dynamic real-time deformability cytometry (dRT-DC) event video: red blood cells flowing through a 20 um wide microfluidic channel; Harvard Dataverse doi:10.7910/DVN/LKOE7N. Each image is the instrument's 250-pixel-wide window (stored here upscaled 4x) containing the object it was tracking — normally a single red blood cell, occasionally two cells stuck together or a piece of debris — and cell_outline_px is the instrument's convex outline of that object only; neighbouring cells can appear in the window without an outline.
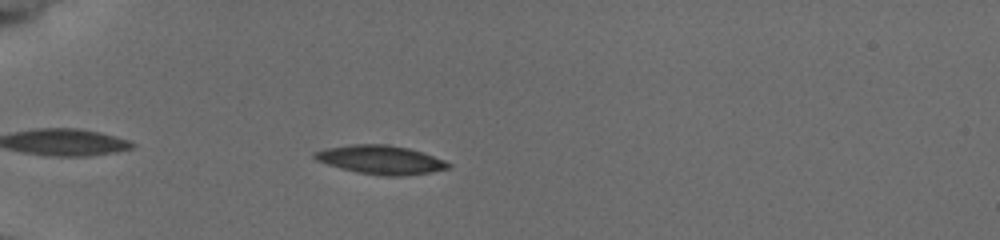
{"species": "common noctule bat (a hibernating species)", "species_latin": "Nyctalus noctula", "temperature_condition": "cold", "stored_images_in_passage": 13, "camera_frame_rate_fps": 3000, "um_per_image_px": 0.085, "animal": {"sex": "female", "body_mass_g": 19.5, "forearm_length_mm": 54.1}, "frame": {"image": 1, "passage_image": 5, "time_ms": 1.333, "image_size_px": [1000, 240], "cell_outline_px": [[452, 168], [432, 172], [404, 176], [384, 176], [356, 172], [340, 168], [316, 160], [312, 156], [312, 152], [324, 148], [352, 144], [388, 144], [408, 148], [444, 160], [452, 164]], "centroid_in_image_um": [32.35, 13.58], "position_along_channel_um": 52.7, "area_um2": 22.54}}
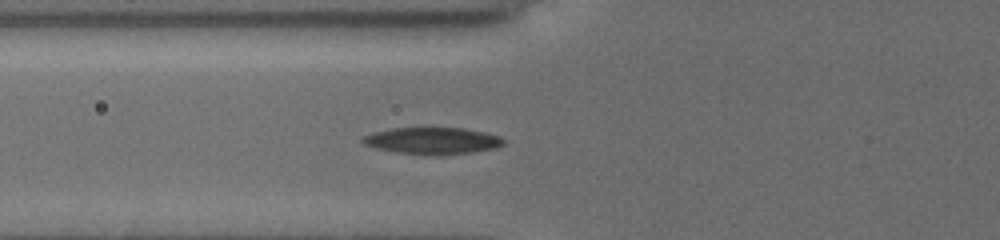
{"frame": {"image": 2, "passage_image": 10, "time_ms": 3.0, "image_size_px": [1000, 240], "cell_outline_px": [[504, 144], [496, 148], [472, 152], [440, 156], [428, 156], [396, 152], [376, 148], [364, 144], [360, 140], [364, 136], [376, 132], [392, 128], [464, 128], [484, 132], [500, 136], [504, 140]], "centroid_in_image_um": [36.78, 11.98], "position_along_channel_um": 89.0, "area_um2": 22.14}}
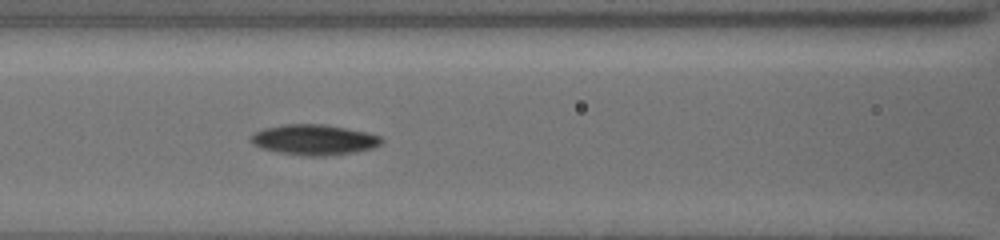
{"frame": {"image": 3, "passage_image": 13, "time_ms": 4.0, "image_size_px": [1000, 240], "cell_outline_px": [[384, 140], [380, 144], [372, 148], [356, 152], [324, 156], [308, 156], [276, 152], [260, 148], [252, 144], [248, 136], [264, 128], [284, 124], [324, 124], [348, 128], [368, 132], [380, 136]], "centroid_in_image_um": [26.68, 11.87], "position_along_channel_um": 139.9, "area_um2": 23.41}}